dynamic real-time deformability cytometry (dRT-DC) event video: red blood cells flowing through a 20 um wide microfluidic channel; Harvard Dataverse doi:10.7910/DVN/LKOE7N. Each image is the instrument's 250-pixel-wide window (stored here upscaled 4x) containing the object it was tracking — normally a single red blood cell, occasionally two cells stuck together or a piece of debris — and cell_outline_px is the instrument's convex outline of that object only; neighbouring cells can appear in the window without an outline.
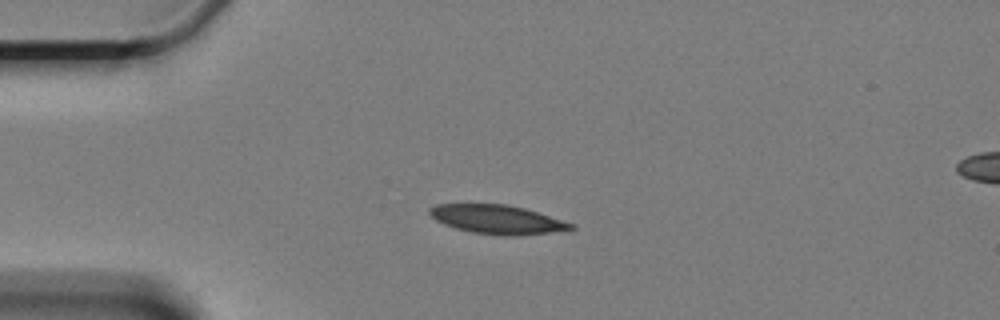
{"species": "Egyptian fruit bat (a non-hibernating species)", "species_latin": "Rousettus aegyptiacus", "temperature_condition": "cold", "stored_images_in_passage": 5, "segment_of_instrument_passage": [1, 2], "camera_frame_rate_fps": 3000, "um_per_image_px": 0.085, "animal": {"sex": "female"}, "frame": {"image": 1, "passage_image": 3, "time_ms": 3.333, "image_size_px": [1000, 320], "cell_outline_px": [[576, 228], [572, 232], [516, 236], [504, 236], [472, 232], [456, 228], [444, 224], [436, 220], [428, 212], [428, 208], [436, 204], [508, 204], [524, 208], [576, 224]], "centroid_in_image_um": [42.39, 18.68], "position_along_channel_um": 42.6, "area_um2": 24.39}}